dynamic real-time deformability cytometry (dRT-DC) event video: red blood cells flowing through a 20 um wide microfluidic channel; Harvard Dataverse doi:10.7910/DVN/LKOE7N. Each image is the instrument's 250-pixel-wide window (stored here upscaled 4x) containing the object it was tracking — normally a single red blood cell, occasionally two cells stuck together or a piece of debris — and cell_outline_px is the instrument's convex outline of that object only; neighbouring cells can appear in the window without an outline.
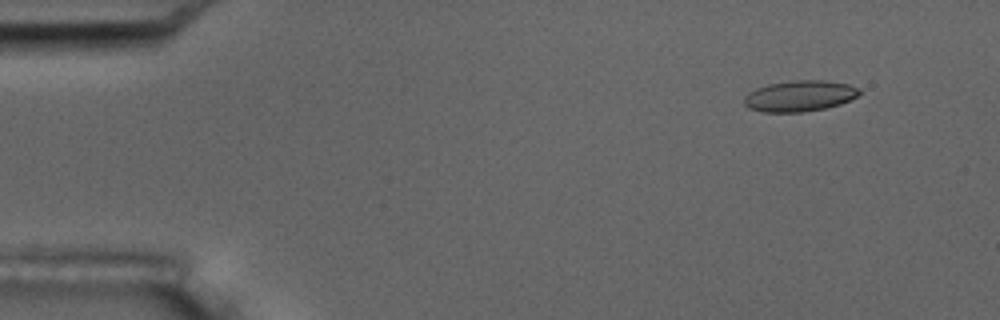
{"species": "common noctule bat (a hibernating species)", "species_latin": "Nyctalus noctula", "temperature_condition": "room temperature", "stored_images_in_passage": 9, "camera_frame_rate_fps": 3000, "um_per_image_px": 0.085, "animal": {"sex": "male", "body_mass_g": 17.5, "forearm_length_mm": 52.3}, "frame": {"image": 1, "passage_image": 2, "time_ms": 1.333, "image_size_px": [1000, 320], "cell_outline_px": [[860, 92], [856, 96], [840, 104], [828, 108], [804, 112], [764, 112], [748, 108], [744, 104], [744, 96], [748, 92], [756, 88], [768, 84], [792, 80], [824, 80], [848, 84], [860, 88]], "centroid_in_image_um": [67.95, 8.16], "position_along_channel_um": 17.1, "area_um2": 20.92}}
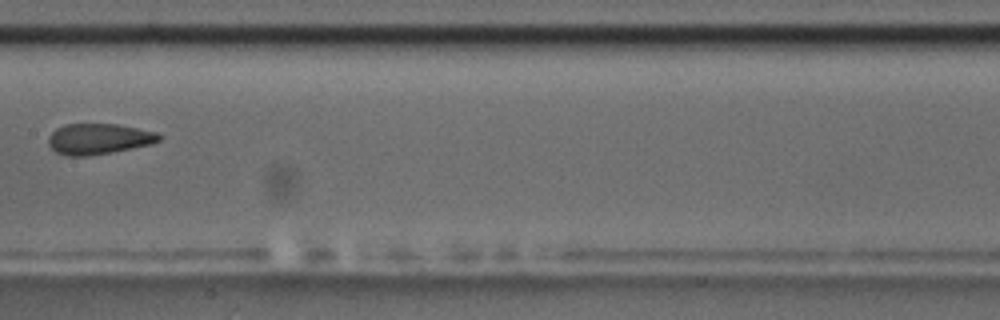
{"frame": {"image": 2, "passage_image": 8, "time_ms": 9.0, "image_size_px": [1000, 320], "cell_outline_px": [[164, 136], [160, 140], [152, 144], [112, 152], [88, 156], [68, 156], [56, 152], [48, 144], [48, 136], [56, 128], [64, 124], [116, 124], [156, 132]], "centroid_in_image_um": [8.38, 11.81], "position_along_channel_um": 199.0, "area_um2": 19.88}}
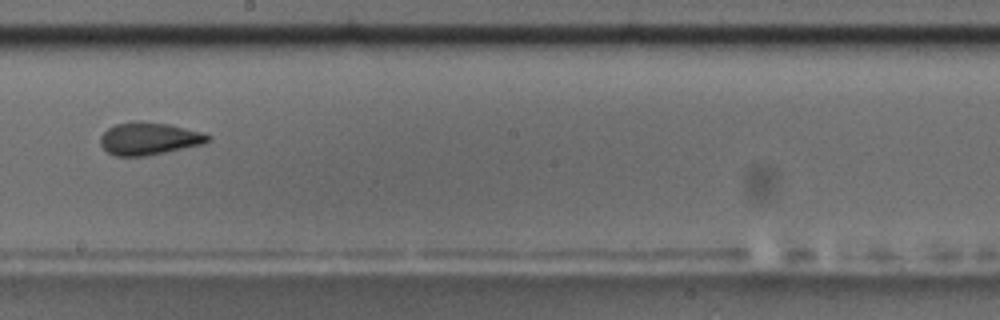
{"frame": {"image": 3, "passage_image": 9, "time_ms": 10.0, "image_size_px": [1000, 320], "cell_outline_px": [[212, 140], [204, 144], [144, 156], [116, 156], [108, 152], [100, 144], [100, 136], [108, 128], [116, 124], [136, 120], [140, 120], [168, 124], [200, 132], [212, 136]], "centroid_in_image_um": [12.66, 11.77], "position_along_channel_um": 235.5, "area_um2": 20.35}}